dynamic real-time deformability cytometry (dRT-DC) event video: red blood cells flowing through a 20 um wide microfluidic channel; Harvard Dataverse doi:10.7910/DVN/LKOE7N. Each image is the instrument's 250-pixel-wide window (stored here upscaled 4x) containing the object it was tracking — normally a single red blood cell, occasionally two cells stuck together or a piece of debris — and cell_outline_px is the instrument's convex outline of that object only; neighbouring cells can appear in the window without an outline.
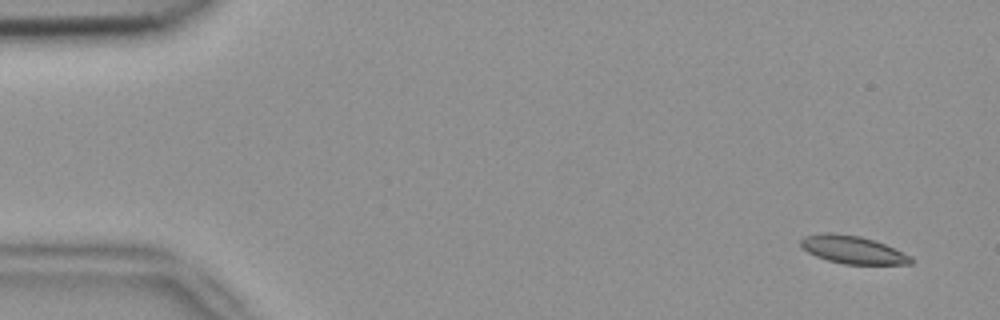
{"species": "common noctule bat (a hibernating species)", "species_latin": "Nyctalus noctula", "temperature_condition": "room temperature", "stored_images_in_passage": 3, "camera_frame_rate_fps": 3000, "um_per_image_px": 0.085, "animal": {"sex": "female", "body_mass_g": 18.4}, "frame": {"image": 1, "passage_image": 1, "time_ms": 0.0, "image_size_px": [1000, 320], "cell_outline_px": [[916, 260], [912, 264], [844, 264], [828, 260], [816, 256], [808, 252], [800, 244], [800, 240], [804, 236], [828, 232], [860, 236], [884, 244], [912, 256]], "centroid_in_image_um": [72.51, 21.23], "position_along_channel_um": 12.5, "area_um2": 17.74}}
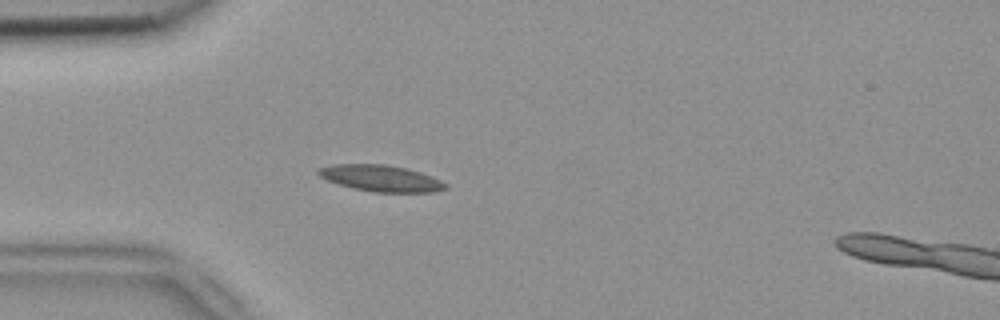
{"frame": {"image": 2, "passage_image": 3, "time_ms": 0.667, "image_size_px": [1000, 320], "cell_outline_px": [[448, 188], [432, 192], [372, 192], [352, 188], [328, 180], [320, 176], [316, 172], [316, 168], [332, 164], [388, 164], [408, 168], [432, 176], [448, 184]], "centroid_in_image_um": [32.38, 15.14], "position_along_channel_um": 52.6, "area_um2": 19.71}}